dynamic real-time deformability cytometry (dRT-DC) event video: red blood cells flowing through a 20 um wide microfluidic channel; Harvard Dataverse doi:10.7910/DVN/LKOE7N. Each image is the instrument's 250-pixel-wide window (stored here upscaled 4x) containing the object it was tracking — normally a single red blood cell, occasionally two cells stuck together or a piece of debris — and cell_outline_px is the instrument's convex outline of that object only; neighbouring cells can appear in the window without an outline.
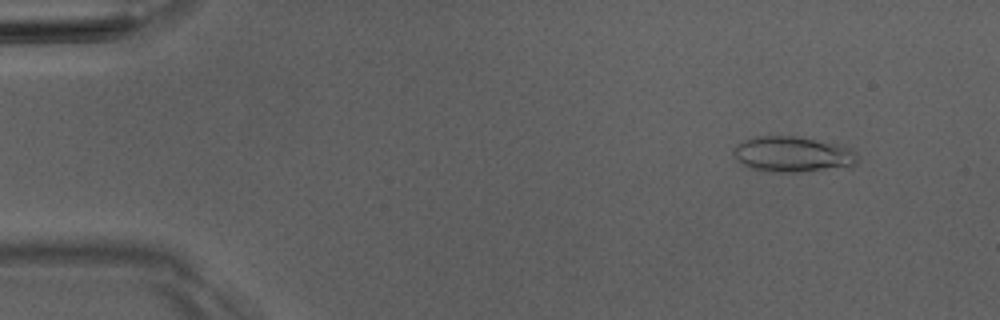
{"species": "Egyptian fruit bat (a non-hibernating species)", "species_latin": "Rousettus aegyptiacus", "temperature_condition": "room temperature", "stored_images_in_passage": 5, "camera_frame_rate_fps": 3000, "um_per_image_px": 0.085, "animal": {"sex": "male"}, "frame": {"image": 1, "passage_image": 2, "time_ms": 1.333, "image_size_px": [1000, 320], "cell_outline_px": [[860, 160], [852, 168], [792, 172], [776, 172], [752, 168], [736, 160], [732, 156], [732, 148], [736, 144], [744, 140], [756, 136], [796, 136], [844, 144], [856, 148]], "centroid_in_image_um": [67.5, 13.11], "position_along_channel_um": 17.5, "area_um2": 26.7}}